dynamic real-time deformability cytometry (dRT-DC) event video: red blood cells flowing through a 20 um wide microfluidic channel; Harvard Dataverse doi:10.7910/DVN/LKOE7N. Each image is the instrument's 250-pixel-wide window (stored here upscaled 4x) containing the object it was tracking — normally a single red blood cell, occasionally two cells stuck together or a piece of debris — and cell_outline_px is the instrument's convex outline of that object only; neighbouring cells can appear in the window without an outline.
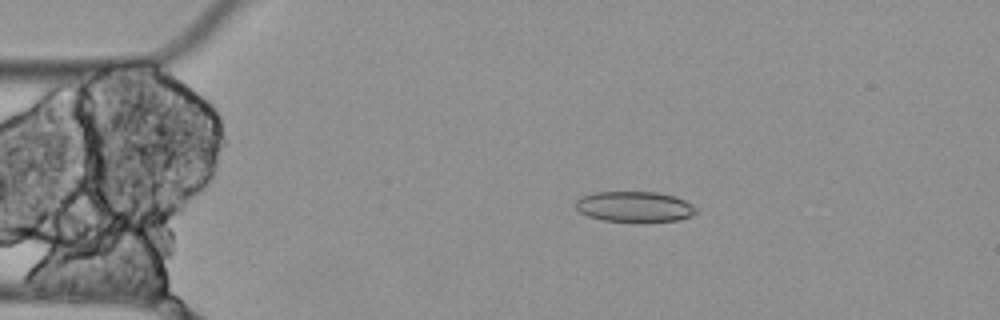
{"species": "Egyptian fruit bat (a non-hibernating species)", "species_latin": "Rousettus aegyptiacus", "temperature_condition": "cold", "stored_images_in_passage": 4, "camera_frame_rate_fps": 3000, "um_per_image_px": 0.085, "animal": {"sex": "female"}, "frame": {"image": 1, "passage_image": 2, "time_ms": 0.333, "image_size_px": [1000, 320], "cell_outline_px": [[696, 212], [692, 216], [680, 220], [648, 224], [640, 224], [604, 220], [588, 216], [580, 212], [576, 208], [576, 200], [580, 196], [596, 192], [656, 192], [676, 196], [692, 204], [696, 208]], "centroid_in_image_um": [53.97, 17.61], "position_along_channel_um": 31.0, "area_um2": 22.25}}
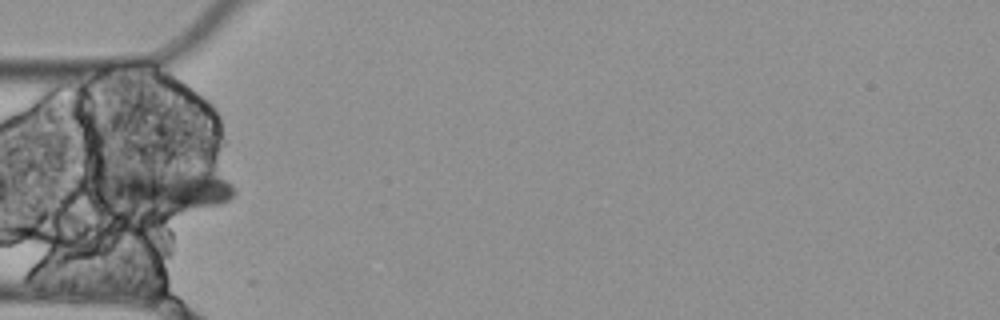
{"frame": {"image": 2, "passage_image": 4, "time_ms": 1.0, "image_size_px": [1000, 320], "cell_outline_px": [[236, 192], [228, 200], [220, 204], [168, 216], [108, 204], [100, 200], [96, 196], [92, 184], [92, 172], [204, 172], [216, 176], [232, 184]], "centroid_in_image_um": [13.74, 16.22], "position_along_channel_um": 71.3, "area_um2": 35.32}}